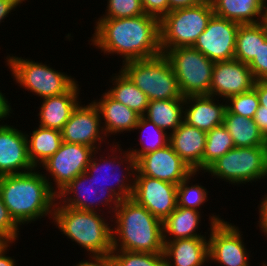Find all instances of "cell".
Returning a JSON list of instances; mask_svg holds the SVG:
<instances>
[{
	"label": "cell",
	"mask_w": 267,
	"mask_h": 266,
	"mask_svg": "<svg viewBox=\"0 0 267 266\" xmlns=\"http://www.w3.org/2000/svg\"><path fill=\"white\" fill-rule=\"evenodd\" d=\"M110 257L114 266H165L164 253L112 250Z\"/></svg>",
	"instance_id": "e575fe53"
},
{
	"label": "cell",
	"mask_w": 267,
	"mask_h": 266,
	"mask_svg": "<svg viewBox=\"0 0 267 266\" xmlns=\"http://www.w3.org/2000/svg\"><path fill=\"white\" fill-rule=\"evenodd\" d=\"M135 129L138 131L140 129V131H139L140 135H142L145 132L147 133L148 131L151 130L149 132L151 134V135H149V139H148V136H147V138H143V137H145V136H143L144 134L139 138L141 140V141H139L140 142L139 144L141 145L140 149L139 148H137V149L128 148L127 149V151L132 155V157L136 161L141 156H143L149 152L156 151L162 147L167 146L170 142L169 132H166L165 130L160 129L153 122L146 119L144 116H140L138 123L135 126L134 130ZM147 139H148V141H147Z\"/></svg>",
	"instance_id": "4dcf8cb0"
},
{
	"label": "cell",
	"mask_w": 267,
	"mask_h": 266,
	"mask_svg": "<svg viewBox=\"0 0 267 266\" xmlns=\"http://www.w3.org/2000/svg\"><path fill=\"white\" fill-rule=\"evenodd\" d=\"M20 226L11 217L5 206L0 192V236L7 242H13L19 238Z\"/></svg>",
	"instance_id": "f35d334b"
},
{
	"label": "cell",
	"mask_w": 267,
	"mask_h": 266,
	"mask_svg": "<svg viewBox=\"0 0 267 266\" xmlns=\"http://www.w3.org/2000/svg\"><path fill=\"white\" fill-rule=\"evenodd\" d=\"M253 119L260 133L267 140V110H261V105H259Z\"/></svg>",
	"instance_id": "7bdbcfd3"
},
{
	"label": "cell",
	"mask_w": 267,
	"mask_h": 266,
	"mask_svg": "<svg viewBox=\"0 0 267 266\" xmlns=\"http://www.w3.org/2000/svg\"><path fill=\"white\" fill-rule=\"evenodd\" d=\"M225 111L226 101L222 98L210 95L184 97V122L205 132L223 125Z\"/></svg>",
	"instance_id": "ffe728a7"
},
{
	"label": "cell",
	"mask_w": 267,
	"mask_h": 266,
	"mask_svg": "<svg viewBox=\"0 0 267 266\" xmlns=\"http://www.w3.org/2000/svg\"><path fill=\"white\" fill-rule=\"evenodd\" d=\"M163 242L165 266H204L209 262L208 236Z\"/></svg>",
	"instance_id": "7402d4cb"
},
{
	"label": "cell",
	"mask_w": 267,
	"mask_h": 266,
	"mask_svg": "<svg viewBox=\"0 0 267 266\" xmlns=\"http://www.w3.org/2000/svg\"><path fill=\"white\" fill-rule=\"evenodd\" d=\"M260 50V23L240 24L235 43L234 59L249 64Z\"/></svg>",
	"instance_id": "1f68e13d"
},
{
	"label": "cell",
	"mask_w": 267,
	"mask_h": 266,
	"mask_svg": "<svg viewBox=\"0 0 267 266\" xmlns=\"http://www.w3.org/2000/svg\"><path fill=\"white\" fill-rule=\"evenodd\" d=\"M266 177H267V156H266V171H265V180H266Z\"/></svg>",
	"instance_id": "816d5d0a"
},
{
	"label": "cell",
	"mask_w": 267,
	"mask_h": 266,
	"mask_svg": "<svg viewBox=\"0 0 267 266\" xmlns=\"http://www.w3.org/2000/svg\"><path fill=\"white\" fill-rule=\"evenodd\" d=\"M261 264H262L261 266H267V263H264V262H263V263H261Z\"/></svg>",
	"instance_id": "f5cc1de1"
},
{
	"label": "cell",
	"mask_w": 267,
	"mask_h": 266,
	"mask_svg": "<svg viewBox=\"0 0 267 266\" xmlns=\"http://www.w3.org/2000/svg\"><path fill=\"white\" fill-rule=\"evenodd\" d=\"M89 259L81 260L73 266H110L112 264L110 254L89 255Z\"/></svg>",
	"instance_id": "60d3db41"
},
{
	"label": "cell",
	"mask_w": 267,
	"mask_h": 266,
	"mask_svg": "<svg viewBox=\"0 0 267 266\" xmlns=\"http://www.w3.org/2000/svg\"><path fill=\"white\" fill-rule=\"evenodd\" d=\"M256 81H267V27L260 22V50L248 64Z\"/></svg>",
	"instance_id": "74e56055"
},
{
	"label": "cell",
	"mask_w": 267,
	"mask_h": 266,
	"mask_svg": "<svg viewBox=\"0 0 267 266\" xmlns=\"http://www.w3.org/2000/svg\"><path fill=\"white\" fill-rule=\"evenodd\" d=\"M201 215V211L177 206L162 222L163 240L206 237V234L196 232L199 230Z\"/></svg>",
	"instance_id": "484cf974"
},
{
	"label": "cell",
	"mask_w": 267,
	"mask_h": 266,
	"mask_svg": "<svg viewBox=\"0 0 267 266\" xmlns=\"http://www.w3.org/2000/svg\"><path fill=\"white\" fill-rule=\"evenodd\" d=\"M255 78L248 64L232 59L217 61L212 70L210 96L227 100L254 88Z\"/></svg>",
	"instance_id": "ac0fdd59"
},
{
	"label": "cell",
	"mask_w": 267,
	"mask_h": 266,
	"mask_svg": "<svg viewBox=\"0 0 267 266\" xmlns=\"http://www.w3.org/2000/svg\"><path fill=\"white\" fill-rule=\"evenodd\" d=\"M6 65L21 88L41 99L67 92L77 81L72 76L42 62L13 55H7Z\"/></svg>",
	"instance_id": "52a82bcc"
},
{
	"label": "cell",
	"mask_w": 267,
	"mask_h": 266,
	"mask_svg": "<svg viewBox=\"0 0 267 266\" xmlns=\"http://www.w3.org/2000/svg\"><path fill=\"white\" fill-rule=\"evenodd\" d=\"M215 15L239 24H257L267 11L265 0H210Z\"/></svg>",
	"instance_id": "d4e9b609"
},
{
	"label": "cell",
	"mask_w": 267,
	"mask_h": 266,
	"mask_svg": "<svg viewBox=\"0 0 267 266\" xmlns=\"http://www.w3.org/2000/svg\"><path fill=\"white\" fill-rule=\"evenodd\" d=\"M267 146L234 147L212 163L204 173L240 185L265 179Z\"/></svg>",
	"instance_id": "ba28073f"
},
{
	"label": "cell",
	"mask_w": 267,
	"mask_h": 266,
	"mask_svg": "<svg viewBox=\"0 0 267 266\" xmlns=\"http://www.w3.org/2000/svg\"><path fill=\"white\" fill-rule=\"evenodd\" d=\"M145 14L157 17L159 20L169 12L168 0H141Z\"/></svg>",
	"instance_id": "ab89813d"
},
{
	"label": "cell",
	"mask_w": 267,
	"mask_h": 266,
	"mask_svg": "<svg viewBox=\"0 0 267 266\" xmlns=\"http://www.w3.org/2000/svg\"><path fill=\"white\" fill-rule=\"evenodd\" d=\"M144 117L171 134L184 121V99L150 100Z\"/></svg>",
	"instance_id": "4316f807"
},
{
	"label": "cell",
	"mask_w": 267,
	"mask_h": 266,
	"mask_svg": "<svg viewBox=\"0 0 267 266\" xmlns=\"http://www.w3.org/2000/svg\"><path fill=\"white\" fill-rule=\"evenodd\" d=\"M34 168L32 171L0 176V192L11 217L21 227L45 216L53 218L57 195L46 177Z\"/></svg>",
	"instance_id": "7a4b0ae2"
},
{
	"label": "cell",
	"mask_w": 267,
	"mask_h": 266,
	"mask_svg": "<svg viewBox=\"0 0 267 266\" xmlns=\"http://www.w3.org/2000/svg\"><path fill=\"white\" fill-rule=\"evenodd\" d=\"M7 241L0 236V248L3 247Z\"/></svg>",
	"instance_id": "681fc988"
},
{
	"label": "cell",
	"mask_w": 267,
	"mask_h": 266,
	"mask_svg": "<svg viewBox=\"0 0 267 266\" xmlns=\"http://www.w3.org/2000/svg\"><path fill=\"white\" fill-rule=\"evenodd\" d=\"M256 90L253 88L247 92L233 95L226 100V108L233 114L253 119L259 107Z\"/></svg>",
	"instance_id": "d590c367"
},
{
	"label": "cell",
	"mask_w": 267,
	"mask_h": 266,
	"mask_svg": "<svg viewBox=\"0 0 267 266\" xmlns=\"http://www.w3.org/2000/svg\"><path fill=\"white\" fill-rule=\"evenodd\" d=\"M94 30L91 45L104 54L119 55L123 63L162 54L159 19L155 16L98 18Z\"/></svg>",
	"instance_id": "6da1fadb"
},
{
	"label": "cell",
	"mask_w": 267,
	"mask_h": 266,
	"mask_svg": "<svg viewBox=\"0 0 267 266\" xmlns=\"http://www.w3.org/2000/svg\"><path fill=\"white\" fill-rule=\"evenodd\" d=\"M27 0H0V24L4 22V19L8 17L9 13L21 5V3Z\"/></svg>",
	"instance_id": "b9f144b4"
},
{
	"label": "cell",
	"mask_w": 267,
	"mask_h": 266,
	"mask_svg": "<svg viewBox=\"0 0 267 266\" xmlns=\"http://www.w3.org/2000/svg\"><path fill=\"white\" fill-rule=\"evenodd\" d=\"M254 89L257 92L261 110H267V81H256Z\"/></svg>",
	"instance_id": "f6af8a7d"
},
{
	"label": "cell",
	"mask_w": 267,
	"mask_h": 266,
	"mask_svg": "<svg viewBox=\"0 0 267 266\" xmlns=\"http://www.w3.org/2000/svg\"><path fill=\"white\" fill-rule=\"evenodd\" d=\"M28 156L35 168H38L60 148L63 139L61 131L39 126L26 134Z\"/></svg>",
	"instance_id": "83f0119b"
},
{
	"label": "cell",
	"mask_w": 267,
	"mask_h": 266,
	"mask_svg": "<svg viewBox=\"0 0 267 266\" xmlns=\"http://www.w3.org/2000/svg\"><path fill=\"white\" fill-rule=\"evenodd\" d=\"M260 206H258L259 211V229L267 235V195H264L262 201H260Z\"/></svg>",
	"instance_id": "ee69618b"
},
{
	"label": "cell",
	"mask_w": 267,
	"mask_h": 266,
	"mask_svg": "<svg viewBox=\"0 0 267 266\" xmlns=\"http://www.w3.org/2000/svg\"><path fill=\"white\" fill-rule=\"evenodd\" d=\"M57 200L63 206L95 212L103 210L98 205L107 206L110 214L114 213L120 202V199L108 187L89 178L86 172L75 177L57 195Z\"/></svg>",
	"instance_id": "4fadbf2b"
},
{
	"label": "cell",
	"mask_w": 267,
	"mask_h": 266,
	"mask_svg": "<svg viewBox=\"0 0 267 266\" xmlns=\"http://www.w3.org/2000/svg\"><path fill=\"white\" fill-rule=\"evenodd\" d=\"M234 147L232 137L224 125L208 131L203 153V171Z\"/></svg>",
	"instance_id": "d6a6232c"
},
{
	"label": "cell",
	"mask_w": 267,
	"mask_h": 266,
	"mask_svg": "<svg viewBox=\"0 0 267 266\" xmlns=\"http://www.w3.org/2000/svg\"><path fill=\"white\" fill-rule=\"evenodd\" d=\"M150 100L184 99L168 59L159 56L122 63L120 68Z\"/></svg>",
	"instance_id": "5b68a950"
},
{
	"label": "cell",
	"mask_w": 267,
	"mask_h": 266,
	"mask_svg": "<svg viewBox=\"0 0 267 266\" xmlns=\"http://www.w3.org/2000/svg\"><path fill=\"white\" fill-rule=\"evenodd\" d=\"M192 172L169 143L141 156L136 161L135 176H148L178 185Z\"/></svg>",
	"instance_id": "e0dca14e"
},
{
	"label": "cell",
	"mask_w": 267,
	"mask_h": 266,
	"mask_svg": "<svg viewBox=\"0 0 267 266\" xmlns=\"http://www.w3.org/2000/svg\"><path fill=\"white\" fill-rule=\"evenodd\" d=\"M134 180L132 199L163 222L177 207V185L148 176Z\"/></svg>",
	"instance_id": "2e32d148"
},
{
	"label": "cell",
	"mask_w": 267,
	"mask_h": 266,
	"mask_svg": "<svg viewBox=\"0 0 267 266\" xmlns=\"http://www.w3.org/2000/svg\"><path fill=\"white\" fill-rule=\"evenodd\" d=\"M209 0H168L169 2V12L172 10L191 7Z\"/></svg>",
	"instance_id": "7dc6e473"
},
{
	"label": "cell",
	"mask_w": 267,
	"mask_h": 266,
	"mask_svg": "<svg viewBox=\"0 0 267 266\" xmlns=\"http://www.w3.org/2000/svg\"><path fill=\"white\" fill-rule=\"evenodd\" d=\"M111 77L110 80H112L111 83L114 86L106 92L116 101L131 108L140 116H144L149 103L147 95L121 69L118 74H112Z\"/></svg>",
	"instance_id": "f546056e"
},
{
	"label": "cell",
	"mask_w": 267,
	"mask_h": 266,
	"mask_svg": "<svg viewBox=\"0 0 267 266\" xmlns=\"http://www.w3.org/2000/svg\"><path fill=\"white\" fill-rule=\"evenodd\" d=\"M197 174H199L197 171H193L177 185V206L200 211L201 206L208 201V190L201 184L190 183Z\"/></svg>",
	"instance_id": "836d02e7"
},
{
	"label": "cell",
	"mask_w": 267,
	"mask_h": 266,
	"mask_svg": "<svg viewBox=\"0 0 267 266\" xmlns=\"http://www.w3.org/2000/svg\"><path fill=\"white\" fill-rule=\"evenodd\" d=\"M184 97L209 95L214 61L192 46L165 51Z\"/></svg>",
	"instance_id": "9c48e42d"
},
{
	"label": "cell",
	"mask_w": 267,
	"mask_h": 266,
	"mask_svg": "<svg viewBox=\"0 0 267 266\" xmlns=\"http://www.w3.org/2000/svg\"><path fill=\"white\" fill-rule=\"evenodd\" d=\"M101 122L99 109L93 101L86 106L79 103L61 130L63 142L87 145L101 152V143L106 144L107 139Z\"/></svg>",
	"instance_id": "9a60e30c"
},
{
	"label": "cell",
	"mask_w": 267,
	"mask_h": 266,
	"mask_svg": "<svg viewBox=\"0 0 267 266\" xmlns=\"http://www.w3.org/2000/svg\"><path fill=\"white\" fill-rule=\"evenodd\" d=\"M12 244L13 242H7L3 247L0 248V266H17V261L8 256L6 253L7 251L9 252V248L12 246Z\"/></svg>",
	"instance_id": "bcb514c9"
},
{
	"label": "cell",
	"mask_w": 267,
	"mask_h": 266,
	"mask_svg": "<svg viewBox=\"0 0 267 266\" xmlns=\"http://www.w3.org/2000/svg\"><path fill=\"white\" fill-rule=\"evenodd\" d=\"M207 132L190 126L184 121L170 134V145L193 171H203V153ZM202 170V171H201Z\"/></svg>",
	"instance_id": "44dd1931"
},
{
	"label": "cell",
	"mask_w": 267,
	"mask_h": 266,
	"mask_svg": "<svg viewBox=\"0 0 267 266\" xmlns=\"http://www.w3.org/2000/svg\"><path fill=\"white\" fill-rule=\"evenodd\" d=\"M239 25L213 14L192 47L214 62L232 60Z\"/></svg>",
	"instance_id": "5bb4252c"
},
{
	"label": "cell",
	"mask_w": 267,
	"mask_h": 266,
	"mask_svg": "<svg viewBox=\"0 0 267 266\" xmlns=\"http://www.w3.org/2000/svg\"><path fill=\"white\" fill-rule=\"evenodd\" d=\"M101 214L63 206L56 200L52 223L67 239L87 250V255L111 254L112 224Z\"/></svg>",
	"instance_id": "277c9868"
},
{
	"label": "cell",
	"mask_w": 267,
	"mask_h": 266,
	"mask_svg": "<svg viewBox=\"0 0 267 266\" xmlns=\"http://www.w3.org/2000/svg\"><path fill=\"white\" fill-rule=\"evenodd\" d=\"M209 221V262L214 261L219 266H250L249 251L245 247L240 228L224 221L219 215L212 214Z\"/></svg>",
	"instance_id": "8fae6325"
},
{
	"label": "cell",
	"mask_w": 267,
	"mask_h": 266,
	"mask_svg": "<svg viewBox=\"0 0 267 266\" xmlns=\"http://www.w3.org/2000/svg\"><path fill=\"white\" fill-rule=\"evenodd\" d=\"M223 125L231 135L235 147L267 146V140L260 133L254 119L233 114L226 108Z\"/></svg>",
	"instance_id": "f1b7e54d"
},
{
	"label": "cell",
	"mask_w": 267,
	"mask_h": 266,
	"mask_svg": "<svg viewBox=\"0 0 267 266\" xmlns=\"http://www.w3.org/2000/svg\"><path fill=\"white\" fill-rule=\"evenodd\" d=\"M112 144L113 145L111 147L113 148L110 149L111 155H109V157L100 155L101 157L98 158L96 154H99L98 153L99 150H95L85 172L89 175V178L94 179L95 181L100 182L101 184L108 187V189L111 190L120 200L132 198L133 190H134V182H135L134 177L136 173V160L132 157V155L127 150L124 151L121 148V146H119L121 145L119 144V142L115 145L114 143ZM117 151L118 153L120 152L119 153L120 156H118V154H115L117 153ZM123 163L125 164L123 165ZM121 166L123 168L125 167V169L124 170L123 168L120 169ZM115 168H119V169H115ZM118 170H122V171L119 172ZM124 171L126 174L124 173ZM99 174H101L102 176ZM114 180L116 181L114 182Z\"/></svg>",
	"instance_id": "30bf717a"
},
{
	"label": "cell",
	"mask_w": 267,
	"mask_h": 266,
	"mask_svg": "<svg viewBox=\"0 0 267 266\" xmlns=\"http://www.w3.org/2000/svg\"><path fill=\"white\" fill-rule=\"evenodd\" d=\"M213 14L210 0L168 12L159 20L162 54L176 47L193 46Z\"/></svg>",
	"instance_id": "8992f818"
},
{
	"label": "cell",
	"mask_w": 267,
	"mask_h": 266,
	"mask_svg": "<svg viewBox=\"0 0 267 266\" xmlns=\"http://www.w3.org/2000/svg\"><path fill=\"white\" fill-rule=\"evenodd\" d=\"M110 217L111 223H115L112 225L113 250L164 253L162 221L134 199L120 200Z\"/></svg>",
	"instance_id": "3957f363"
},
{
	"label": "cell",
	"mask_w": 267,
	"mask_h": 266,
	"mask_svg": "<svg viewBox=\"0 0 267 266\" xmlns=\"http://www.w3.org/2000/svg\"><path fill=\"white\" fill-rule=\"evenodd\" d=\"M34 168L28 156L26 131L1 123L0 176L22 174Z\"/></svg>",
	"instance_id": "d6986e66"
},
{
	"label": "cell",
	"mask_w": 267,
	"mask_h": 266,
	"mask_svg": "<svg viewBox=\"0 0 267 266\" xmlns=\"http://www.w3.org/2000/svg\"><path fill=\"white\" fill-rule=\"evenodd\" d=\"M263 22L265 23V25L267 27V11H266V15L264 16Z\"/></svg>",
	"instance_id": "f907efd6"
},
{
	"label": "cell",
	"mask_w": 267,
	"mask_h": 266,
	"mask_svg": "<svg viewBox=\"0 0 267 266\" xmlns=\"http://www.w3.org/2000/svg\"><path fill=\"white\" fill-rule=\"evenodd\" d=\"M11 103L8 102V99L5 95L0 91V121L6 120L10 114L12 113Z\"/></svg>",
	"instance_id": "c3c4849f"
},
{
	"label": "cell",
	"mask_w": 267,
	"mask_h": 266,
	"mask_svg": "<svg viewBox=\"0 0 267 266\" xmlns=\"http://www.w3.org/2000/svg\"><path fill=\"white\" fill-rule=\"evenodd\" d=\"M107 6L100 18H126L145 14L141 0H107Z\"/></svg>",
	"instance_id": "8d00e7d4"
},
{
	"label": "cell",
	"mask_w": 267,
	"mask_h": 266,
	"mask_svg": "<svg viewBox=\"0 0 267 266\" xmlns=\"http://www.w3.org/2000/svg\"><path fill=\"white\" fill-rule=\"evenodd\" d=\"M94 152L87 145L62 142L59 150L38 168L47 171L45 174H49L48 178L43 175L52 191L58 195L75 177L86 171Z\"/></svg>",
	"instance_id": "7c38bea8"
},
{
	"label": "cell",
	"mask_w": 267,
	"mask_h": 266,
	"mask_svg": "<svg viewBox=\"0 0 267 266\" xmlns=\"http://www.w3.org/2000/svg\"><path fill=\"white\" fill-rule=\"evenodd\" d=\"M93 102L99 109L101 121L104 120L101 123L107 138L113 134L134 131L140 115L131 108L113 99L106 91L101 99H94Z\"/></svg>",
	"instance_id": "cb8c5ba5"
},
{
	"label": "cell",
	"mask_w": 267,
	"mask_h": 266,
	"mask_svg": "<svg viewBox=\"0 0 267 266\" xmlns=\"http://www.w3.org/2000/svg\"><path fill=\"white\" fill-rule=\"evenodd\" d=\"M78 81L65 93L57 96L43 98L39 106V125L45 128L61 131L65 123L69 120L71 113L79 102Z\"/></svg>",
	"instance_id": "603a6c76"
}]
</instances>
